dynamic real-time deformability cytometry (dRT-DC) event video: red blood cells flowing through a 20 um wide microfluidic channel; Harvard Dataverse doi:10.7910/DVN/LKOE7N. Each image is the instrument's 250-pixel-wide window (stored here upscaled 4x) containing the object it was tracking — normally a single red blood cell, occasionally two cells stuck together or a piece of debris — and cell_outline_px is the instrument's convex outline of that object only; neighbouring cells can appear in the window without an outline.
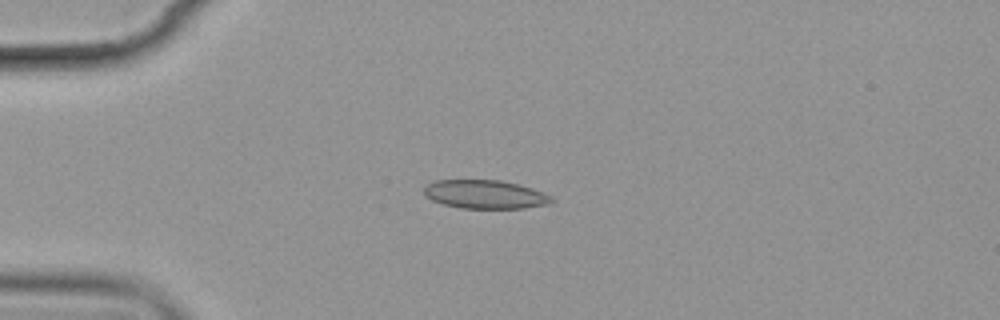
{"species": "common noctule bat (a hibernating species)", "species_latin": "Nyctalus noctula", "temperature_condition": "cold", "stored_images_in_passage": 3, "camera_frame_rate_fps": 3000, "um_per_image_px": 0.085, "animal": {"sex": "female", "body_mass_g": 19.9}, "frame": {"image": 1, "passage_image": 2, "time_ms": 1.333, "image_size_px": [1000, 320], "cell_outline_px": [[556, 200], [548, 204], [524, 208], [460, 208], [444, 204], [432, 200], [424, 196], [424, 188], [428, 184], [436, 180], [500, 180], [532, 188], [552, 196]], "centroid_in_image_um": [41.24, 16.52], "position_along_channel_um": 43.8, "area_um2": 21.21}}